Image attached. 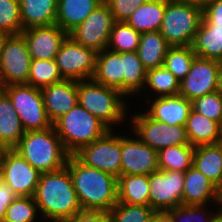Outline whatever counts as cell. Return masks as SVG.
I'll return each mask as SVG.
<instances>
[{
    "label": "cell",
    "mask_w": 222,
    "mask_h": 222,
    "mask_svg": "<svg viewBox=\"0 0 222 222\" xmlns=\"http://www.w3.org/2000/svg\"><path fill=\"white\" fill-rule=\"evenodd\" d=\"M104 0H57L56 24L69 33Z\"/></svg>",
    "instance_id": "obj_22"
},
{
    "label": "cell",
    "mask_w": 222,
    "mask_h": 222,
    "mask_svg": "<svg viewBox=\"0 0 222 222\" xmlns=\"http://www.w3.org/2000/svg\"><path fill=\"white\" fill-rule=\"evenodd\" d=\"M38 211L34 196H17L7 208L3 222H36Z\"/></svg>",
    "instance_id": "obj_37"
},
{
    "label": "cell",
    "mask_w": 222,
    "mask_h": 222,
    "mask_svg": "<svg viewBox=\"0 0 222 222\" xmlns=\"http://www.w3.org/2000/svg\"><path fill=\"white\" fill-rule=\"evenodd\" d=\"M40 90L46 114L52 124L78 103L77 81L64 79Z\"/></svg>",
    "instance_id": "obj_18"
},
{
    "label": "cell",
    "mask_w": 222,
    "mask_h": 222,
    "mask_svg": "<svg viewBox=\"0 0 222 222\" xmlns=\"http://www.w3.org/2000/svg\"><path fill=\"white\" fill-rule=\"evenodd\" d=\"M192 108L196 112L220 125V119L222 116V93L215 91L195 98L192 101Z\"/></svg>",
    "instance_id": "obj_41"
},
{
    "label": "cell",
    "mask_w": 222,
    "mask_h": 222,
    "mask_svg": "<svg viewBox=\"0 0 222 222\" xmlns=\"http://www.w3.org/2000/svg\"><path fill=\"white\" fill-rule=\"evenodd\" d=\"M190 145H208L222 142V129L220 125L196 112L190 110L185 125Z\"/></svg>",
    "instance_id": "obj_23"
},
{
    "label": "cell",
    "mask_w": 222,
    "mask_h": 222,
    "mask_svg": "<svg viewBox=\"0 0 222 222\" xmlns=\"http://www.w3.org/2000/svg\"><path fill=\"white\" fill-rule=\"evenodd\" d=\"M93 80L123 94L122 53L107 48L98 52Z\"/></svg>",
    "instance_id": "obj_21"
},
{
    "label": "cell",
    "mask_w": 222,
    "mask_h": 222,
    "mask_svg": "<svg viewBox=\"0 0 222 222\" xmlns=\"http://www.w3.org/2000/svg\"><path fill=\"white\" fill-rule=\"evenodd\" d=\"M213 222H222V212L215 217Z\"/></svg>",
    "instance_id": "obj_52"
},
{
    "label": "cell",
    "mask_w": 222,
    "mask_h": 222,
    "mask_svg": "<svg viewBox=\"0 0 222 222\" xmlns=\"http://www.w3.org/2000/svg\"><path fill=\"white\" fill-rule=\"evenodd\" d=\"M41 173L17 151L8 149L0 179L12 188L17 196H34Z\"/></svg>",
    "instance_id": "obj_14"
},
{
    "label": "cell",
    "mask_w": 222,
    "mask_h": 222,
    "mask_svg": "<svg viewBox=\"0 0 222 222\" xmlns=\"http://www.w3.org/2000/svg\"><path fill=\"white\" fill-rule=\"evenodd\" d=\"M77 95L78 103L109 130H112L111 126L122 124L128 118V104L118 89L104 86L93 79L83 80L77 82Z\"/></svg>",
    "instance_id": "obj_4"
},
{
    "label": "cell",
    "mask_w": 222,
    "mask_h": 222,
    "mask_svg": "<svg viewBox=\"0 0 222 222\" xmlns=\"http://www.w3.org/2000/svg\"><path fill=\"white\" fill-rule=\"evenodd\" d=\"M49 221H54V222H67L66 219H49Z\"/></svg>",
    "instance_id": "obj_54"
},
{
    "label": "cell",
    "mask_w": 222,
    "mask_h": 222,
    "mask_svg": "<svg viewBox=\"0 0 222 222\" xmlns=\"http://www.w3.org/2000/svg\"><path fill=\"white\" fill-rule=\"evenodd\" d=\"M67 222H111L108 212L82 210L72 218L67 219Z\"/></svg>",
    "instance_id": "obj_44"
},
{
    "label": "cell",
    "mask_w": 222,
    "mask_h": 222,
    "mask_svg": "<svg viewBox=\"0 0 222 222\" xmlns=\"http://www.w3.org/2000/svg\"><path fill=\"white\" fill-rule=\"evenodd\" d=\"M203 9L180 0H167L159 32L171 47L192 46Z\"/></svg>",
    "instance_id": "obj_6"
},
{
    "label": "cell",
    "mask_w": 222,
    "mask_h": 222,
    "mask_svg": "<svg viewBox=\"0 0 222 222\" xmlns=\"http://www.w3.org/2000/svg\"><path fill=\"white\" fill-rule=\"evenodd\" d=\"M97 52L74 41L69 35L63 41L55 57L56 64L65 80L93 79Z\"/></svg>",
    "instance_id": "obj_9"
},
{
    "label": "cell",
    "mask_w": 222,
    "mask_h": 222,
    "mask_svg": "<svg viewBox=\"0 0 222 222\" xmlns=\"http://www.w3.org/2000/svg\"><path fill=\"white\" fill-rule=\"evenodd\" d=\"M24 134L11 99L4 92L0 97V145L13 149Z\"/></svg>",
    "instance_id": "obj_26"
},
{
    "label": "cell",
    "mask_w": 222,
    "mask_h": 222,
    "mask_svg": "<svg viewBox=\"0 0 222 222\" xmlns=\"http://www.w3.org/2000/svg\"><path fill=\"white\" fill-rule=\"evenodd\" d=\"M140 35L127 22L116 21L110 33L107 49L117 53L137 51Z\"/></svg>",
    "instance_id": "obj_35"
},
{
    "label": "cell",
    "mask_w": 222,
    "mask_h": 222,
    "mask_svg": "<svg viewBox=\"0 0 222 222\" xmlns=\"http://www.w3.org/2000/svg\"><path fill=\"white\" fill-rule=\"evenodd\" d=\"M115 22L109 6L103 1L68 35L74 41L98 53L107 48L110 33Z\"/></svg>",
    "instance_id": "obj_11"
},
{
    "label": "cell",
    "mask_w": 222,
    "mask_h": 222,
    "mask_svg": "<svg viewBox=\"0 0 222 222\" xmlns=\"http://www.w3.org/2000/svg\"><path fill=\"white\" fill-rule=\"evenodd\" d=\"M196 56L192 46L170 47L166 53L163 66L181 82L190 71Z\"/></svg>",
    "instance_id": "obj_36"
},
{
    "label": "cell",
    "mask_w": 222,
    "mask_h": 222,
    "mask_svg": "<svg viewBox=\"0 0 222 222\" xmlns=\"http://www.w3.org/2000/svg\"><path fill=\"white\" fill-rule=\"evenodd\" d=\"M23 30L18 0H0V31L9 35L21 34Z\"/></svg>",
    "instance_id": "obj_39"
},
{
    "label": "cell",
    "mask_w": 222,
    "mask_h": 222,
    "mask_svg": "<svg viewBox=\"0 0 222 222\" xmlns=\"http://www.w3.org/2000/svg\"><path fill=\"white\" fill-rule=\"evenodd\" d=\"M195 146L176 145L161 149L158 152L159 170L185 173L193 166Z\"/></svg>",
    "instance_id": "obj_32"
},
{
    "label": "cell",
    "mask_w": 222,
    "mask_h": 222,
    "mask_svg": "<svg viewBox=\"0 0 222 222\" xmlns=\"http://www.w3.org/2000/svg\"><path fill=\"white\" fill-rule=\"evenodd\" d=\"M123 95H139L143 92L147 70L139 59L137 51L122 52Z\"/></svg>",
    "instance_id": "obj_31"
},
{
    "label": "cell",
    "mask_w": 222,
    "mask_h": 222,
    "mask_svg": "<svg viewBox=\"0 0 222 222\" xmlns=\"http://www.w3.org/2000/svg\"><path fill=\"white\" fill-rule=\"evenodd\" d=\"M220 127L222 129V116H221V119H220Z\"/></svg>",
    "instance_id": "obj_55"
},
{
    "label": "cell",
    "mask_w": 222,
    "mask_h": 222,
    "mask_svg": "<svg viewBox=\"0 0 222 222\" xmlns=\"http://www.w3.org/2000/svg\"><path fill=\"white\" fill-rule=\"evenodd\" d=\"M193 166L221 189L222 142L196 146L193 154Z\"/></svg>",
    "instance_id": "obj_24"
},
{
    "label": "cell",
    "mask_w": 222,
    "mask_h": 222,
    "mask_svg": "<svg viewBox=\"0 0 222 222\" xmlns=\"http://www.w3.org/2000/svg\"><path fill=\"white\" fill-rule=\"evenodd\" d=\"M219 206H221L219 208ZM219 206H218V209H221V212H222V188L220 189V200H219Z\"/></svg>",
    "instance_id": "obj_53"
},
{
    "label": "cell",
    "mask_w": 222,
    "mask_h": 222,
    "mask_svg": "<svg viewBox=\"0 0 222 222\" xmlns=\"http://www.w3.org/2000/svg\"><path fill=\"white\" fill-rule=\"evenodd\" d=\"M168 44L159 32H147L140 35L137 53L146 70L163 66L168 49Z\"/></svg>",
    "instance_id": "obj_28"
},
{
    "label": "cell",
    "mask_w": 222,
    "mask_h": 222,
    "mask_svg": "<svg viewBox=\"0 0 222 222\" xmlns=\"http://www.w3.org/2000/svg\"><path fill=\"white\" fill-rule=\"evenodd\" d=\"M219 200L220 189L196 167L192 166L184 173L183 205H208L212 201L218 206Z\"/></svg>",
    "instance_id": "obj_20"
},
{
    "label": "cell",
    "mask_w": 222,
    "mask_h": 222,
    "mask_svg": "<svg viewBox=\"0 0 222 222\" xmlns=\"http://www.w3.org/2000/svg\"><path fill=\"white\" fill-rule=\"evenodd\" d=\"M145 87L155 91V97L173 96L179 94L180 81L171 71L161 66L147 70L144 89Z\"/></svg>",
    "instance_id": "obj_33"
},
{
    "label": "cell",
    "mask_w": 222,
    "mask_h": 222,
    "mask_svg": "<svg viewBox=\"0 0 222 222\" xmlns=\"http://www.w3.org/2000/svg\"><path fill=\"white\" fill-rule=\"evenodd\" d=\"M217 86L218 91L222 93V61L219 62Z\"/></svg>",
    "instance_id": "obj_49"
},
{
    "label": "cell",
    "mask_w": 222,
    "mask_h": 222,
    "mask_svg": "<svg viewBox=\"0 0 222 222\" xmlns=\"http://www.w3.org/2000/svg\"><path fill=\"white\" fill-rule=\"evenodd\" d=\"M180 1L186 2L190 5H195L204 9L212 0H180Z\"/></svg>",
    "instance_id": "obj_47"
},
{
    "label": "cell",
    "mask_w": 222,
    "mask_h": 222,
    "mask_svg": "<svg viewBox=\"0 0 222 222\" xmlns=\"http://www.w3.org/2000/svg\"><path fill=\"white\" fill-rule=\"evenodd\" d=\"M82 210L109 212L118 202L117 178L70 155L66 164Z\"/></svg>",
    "instance_id": "obj_1"
},
{
    "label": "cell",
    "mask_w": 222,
    "mask_h": 222,
    "mask_svg": "<svg viewBox=\"0 0 222 222\" xmlns=\"http://www.w3.org/2000/svg\"><path fill=\"white\" fill-rule=\"evenodd\" d=\"M192 48L198 57L222 61V27H208L201 21Z\"/></svg>",
    "instance_id": "obj_30"
},
{
    "label": "cell",
    "mask_w": 222,
    "mask_h": 222,
    "mask_svg": "<svg viewBox=\"0 0 222 222\" xmlns=\"http://www.w3.org/2000/svg\"><path fill=\"white\" fill-rule=\"evenodd\" d=\"M64 80L55 59H32L27 84L42 89Z\"/></svg>",
    "instance_id": "obj_34"
},
{
    "label": "cell",
    "mask_w": 222,
    "mask_h": 222,
    "mask_svg": "<svg viewBox=\"0 0 222 222\" xmlns=\"http://www.w3.org/2000/svg\"><path fill=\"white\" fill-rule=\"evenodd\" d=\"M209 205H179L168 210L174 222H213L215 217L221 212L211 214L207 207ZM207 208V210H206ZM207 212V213H206Z\"/></svg>",
    "instance_id": "obj_40"
},
{
    "label": "cell",
    "mask_w": 222,
    "mask_h": 222,
    "mask_svg": "<svg viewBox=\"0 0 222 222\" xmlns=\"http://www.w3.org/2000/svg\"><path fill=\"white\" fill-rule=\"evenodd\" d=\"M150 222H174V220L168 211H155Z\"/></svg>",
    "instance_id": "obj_46"
},
{
    "label": "cell",
    "mask_w": 222,
    "mask_h": 222,
    "mask_svg": "<svg viewBox=\"0 0 222 222\" xmlns=\"http://www.w3.org/2000/svg\"><path fill=\"white\" fill-rule=\"evenodd\" d=\"M28 52L32 59H55L68 33L57 24L35 26L22 30Z\"/></svg>",
    "instance_id": "obj_17"
},
{
    "label": "cell",
    "mask_w": 222,
    "mask_h": 222,
    "mask_svg": "<svg viewBox=\"0 0 222 222\" xmlns=\"http://www.w3.org/2000/svg\"><path fill=\"white\" fill-rule=\"evenodd\" d=\"M202 21L208 27H222V0H212L203 9Z\"/></svg>",
    "instance_id": "obj_43"
},
{
    "label": "cell",
    "mask_w": 222,
    "mask_h": 222,
    "mask_svg": "<svg viewBox=\"0 0 222 222\" xmlns=\"http://www.w3.org/2000/svg\"><path fill=\"white\" fill-rule=\"evenodd\" d=\"M16 197L12 188L0 179V222H3L7 208Z\"/></svg>",
    "instance_id": "obj_45"
},
{
    "label": "cell",
    "mask_w": 222,
    "mask_h": 222,
    "mask_svg": "<svg viewBox=\"0 0 222 222\" xmlns=\"http://www.w3.org/2000/svg\"><path fill=\"white\" fill-rule=\"evenodd\" d=\"M13 149L40 173L60 170L70 156L54 126L25 132Z\"/></svg>",
    "instance_id": "obj_3"
},
{
    "label": "cell",
    "mask_w": 222,
    "mask_h": 222,
    "mask_svg": "<svg viewBox=\"0 0 222 222\" xmlns=\"http://www.w3.org/2000/svg\"><path fill=\"white\" fill-rule=\"evenodd\" d=\"M5 93L11 99L25 132L53 126L46 114L39 88L28 84H11L5 86Z\"/></svg>",
    "instance_id": "obj_7"
},
{
    "label": "cell",
    "mask_w": 222,
    "mask_h": 222,
    "mask_svg": "<svg viewBox=\"0 0 222 222\" xmlns=\"http://www.w3.org/2000/svg\"><path fill=\"white\" fill-rule=\"evenodd\" d=\"M167 0H147L126 21L140 34L160 30Z\"/></svg>",
    "instance_id": "obj_27"
},
{
    "label": "cell",
    "mask_w": 222,
    "mask_h": 222,
    "mask_svg": "<svg viewBox=\"0 0 222 222\" xmlns=\"http://www.w3.org/2000/svg\"><path fill=\"white\" fill-rule=\"evenodd\" d=\"M115 21L126 22L132 13L147 0H104Z\"/></svg>",
    "instance_id": "obj_42"
},
{
    "label": "cell",
    "mask_w": 222,
    "mask_h": 222,
    "mask_svg": "<svg viewBox=\"0 0 222 222\" xmlns=\"http://www.w3.org/2000/svg\"><path fill=\"white\" fill-rule=\"evenodd\" d=\"M42 218L69 219L82 211L67 166L41 173L34 195Z\"/></svg>",
    "instance_id": "obj_2"
},
{
    "label": "cell",
    "mask_w": 222,
    "mask_h": 222,
    "mask_svg": "<svg viewBox=\"0 0 222 222\" xmlns=\"http://www.w3.org/2000/svg\"><path fill=\"white\" fill-rule=\"evenodd\" d=\"M8 36L9 34H7L6 32L0 31V55L2 53L4 43Z\"/></svg>",
    "instance_id": "obj_50"
},
{
    "label": "cell",
    "mask_w": 222,
    "mask_h": 222,
    "mask_svg": "<svg viewBox=\"0 0 222 222\" xmlns=\"http://www.w3.org/2000/svg\"><path fill=\"white\" fill-rule=\"evenodd\" d=\"M149 175H121L117 179L118 202L149 206Z\"/></svg>",
    "instance_id": "obj_29"
},
{
    "label": "cell",
    "mask_w": 222,
    "mask_h": 222,
    "mask_svg": "<svg viewBox=\"0 0 222 222\" xmlns=\"http://www.w3.org/2000/svg\"><path fill=\"white\" fill-rule=\"evenodd\" d=\"M219 61L196 56L190 71L180 82L179 94L188 100L218 91Z\"/></svg>",
    "instance_id": "obj_15"
},
{
    "label": "cell",
    "mask_w": 222,
    "mask_h": 222,
    "mask_svg": "<svg viewBox=\"0 0 222 222\" xmlns=\"http://www.w3.org/2000/svg\"><path fill=\"white\" fill-rule=\"evenodd\" d=\"M149 206L154 211H168L182 204L184 173L155 171L149 175Z\"/></svg>",
    "instance_id": "obj_13"
},
{
    "label": "cell",
    "mask_w": 222,
    "mask_h": 222,
    "mask_svg": "<svg viewBox=\"0 0 222 222\" xmlns=\"http://www.w3.org/2000/svg\"><path fill=\"white\" fill-rule=\"evenodd\" d=\"M5 92V84L0 76V97Z\"/></svg>",
    "instance_id": "obj_51"
},
{
    "label": "cell",
    "mask_w": 222,
    "mask_h": 222,
    "mask_svg": "<svg viewBox=\"0 0 222 222\" xmlns=\"http://www.w3.org/2000/svg\"><path fill=\"white\" fill-rule=\"evenodd\" d=\"M135 113L131 117L135 137L159 152L169 146L190 144L185 126H172L154 120L147 113Z\"/></svg>",
    "instance_id": "obj_8"
},
{
    "label": "cell",
    "mask_w": 222,
    "mask_h": 222,
    "mask_svg": "<svg viewBox=\"0 0 222 222\" xmlns=\"http://www.w3.org/2000/svg\"><path fill=\"white\" fill-rule=\"evenodd\" d=\"M121 136V175H150L159 170L158 152L138 137Z\"/></svg>",
    "instance_id": "obj_16"
},
{
    "label": "cell",
    "mask_w": 222,
    "mask_h": 222,
    "mask_svg": "<svg viewBox=\"0 0 222 222\" xmlns=\"http://www.w3.org/2000/svg\"><path fill=\"white\" fill-rule=\"evenodd\" d=\"M113 134V130H108L101 138L82 147L74 155L83 164L118 179L121 176V136Z\"/></svg>",
    "instance_id": "obj_10"
},
{
    "label": "cell",
    "mask_w": 222,
    "mask_h": 222,
    "mask_svg": "<svg viewBox=\"0 0 222 222\" xmlns=\"http://www.w3.org/2000/svg\"><path fill=\"white\" fill-rule=\"evenodd\" d=\"M31 61L23 35H9L0 55V76L5 86L27 84Z\"/></svg>",
    "instance_id": "obj_12"
},
{
    "label": "cell",
    "mask_w": 222,
    "mask_h": 222,
    "mask_svg": "<svg viewBox=\"0 0 222 222\" xmlns=\"http://www.w3.org/2000/svg\"><path fill=\"white\" fill-rule=\"evenodd\" d=\"M53 126L70 155L101 138L109 130L79 103L59 118Z\"/></svg>",
    "instance_id": "obj_5"
},
{
    "label": "cell",
    "mask_w": 222,
    "mask_h": 222,
    "mask_svg": "<svg viewBox=\"0 0 222 222\" xmlns=\"http://www.w3.org/2000/svg\"><path fill=\"white\" fill-rule=\"evenodd\" d=\"M147 102L151 103L146 107L148 108L146 113L151 118L172 126H185L192 109V101L180 94L155 97V100Z\"/></svg>",
    "instance_id": "obj_19"
},
{
    "label": "cell",
    "mask_w": 222,
    "mask_h": 222,
    "mask_svg": "<svg viewBox=\"0 0 222 222\" xmlns=\"http://www.w3.org/2000/svg\"><path fill=\"white\" fill-rule=\"evenodd\" d=\"M8 149L9 148H7L6 146L0 145V177H1V173H2V166H3L4 157H5Z\"/></svg>",
    "instance_id": "obj_48"
},
{
    "label": "cell",
    "mask_w": 222,
    "mask_h": 222,
    "mask_svg": "<svg viewBox=\"0 0 222 222\" xmlns=\"http://www.w3.org/2000/svg\"><path fill=\"white\" fill-rule=\"evenodd\" d=\"M154 212L150 206L117 202L108 213L111 222H150Z\"/></svg>",
    "instance_id": "obj_38"
},
{
    "label": "cell",
    "mask_w": 222,
    "mask_h": 222,
    "mask_svg": "<svg viewBox=\"0 0 222 222\" xmlns=\"http://www.w3.org/2000/svg\"><path fill=\"white\" fill-rule=\"evenodd\" d=\"M23 30L56 24L57 0H18Z\"/></svg>",
    "instance_id": "obj_25"
}]
</instances>
